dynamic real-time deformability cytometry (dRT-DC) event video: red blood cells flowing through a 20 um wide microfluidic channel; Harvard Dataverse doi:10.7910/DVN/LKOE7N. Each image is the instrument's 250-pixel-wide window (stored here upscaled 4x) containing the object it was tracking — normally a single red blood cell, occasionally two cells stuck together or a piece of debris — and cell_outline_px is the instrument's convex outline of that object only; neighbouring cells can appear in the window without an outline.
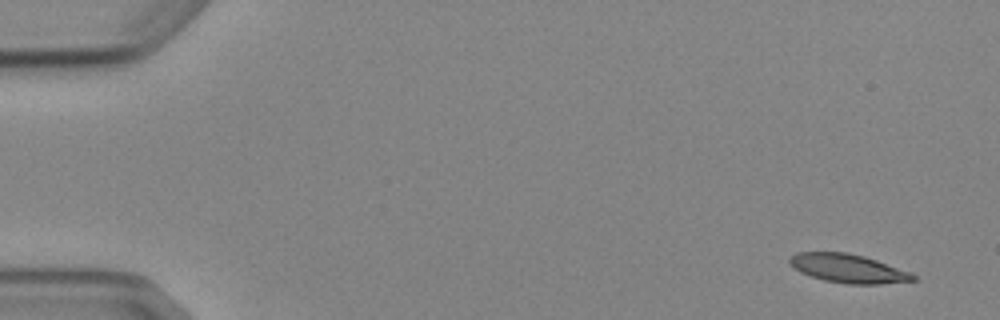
{"species": "Egyptian fruit bat (a non-hibernating species)", "species_latin": "Rousettus aegyptiacus", "temperature_condition": "cold", "stored_images_in_passage": 4, "camera_frame_rate_fps": 3000, "um_per_image_px": 0.085, "animal": {"sex": "female"}, "frame": {"image": 1, "passage_image": 1, "time_ms": 0.0, "image_size_px": [1000, 320], "cell_outline_px": [[916, 280], [880, 284], [848, 284], [824, 280], [800, 272], [788, 260], [796, 252], [848, 252], [864, 256], [876, 260], [908, 272], [916, 276]], "centroid_in_image_um": [72.08, 22.81], "position_along_channel_um": 12.9, "area_um2": 20.29}}
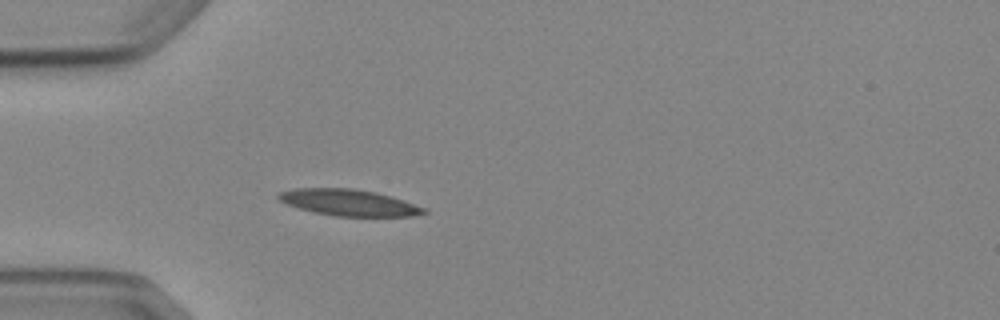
{"frame": {"image": 2, "passage_image": 4, "time_ms": 4.333, "image_size_px": [1000, 320], "cell_outline_px": [[428, 212], [412, 216], [336, 216], [312, 212], [288, 204], [280, 200], [276, 196], [280, 192], [296, 188], [352, 188], [376, 192], [392, 196], [424, 208]], "centroid_in_image_um": [29.64, 17.21], "position_along_channel_um": 55.4, "area_um2": 22.14}}